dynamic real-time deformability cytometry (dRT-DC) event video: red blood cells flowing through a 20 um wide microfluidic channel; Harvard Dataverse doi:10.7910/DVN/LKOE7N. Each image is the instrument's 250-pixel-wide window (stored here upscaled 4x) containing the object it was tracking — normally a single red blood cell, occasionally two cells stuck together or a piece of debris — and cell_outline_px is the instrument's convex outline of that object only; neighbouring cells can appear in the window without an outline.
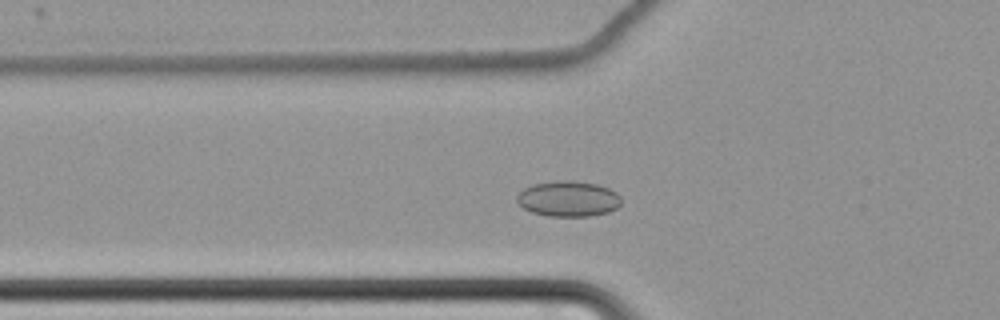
{"species": "common noctule bat (a hibernating species)", "species_latin": "Nyctalus noctula", "temperature_condition": "cold", "stored_images_in_passage": 47, "camera_frame_rate_fps": 3000, "um_per_image_px": 0.085, "animal": {"sex": "female", "body_mass_g": 22.7, "forearm_length_mm": 54.2}, "frame": {"image": 1, "passage_image": 7, "time_ms": 2.0, "image_size_px": [1000, 320], "cell_outline_px": [[620, 204], [616, 208], [608, 212], [592, 216], [548, 216], [532, 212], [524, 208], [516, 200], [516, 196], [524, 188], [536, 184], [560, 180], [572, 180], [596, 184], [608, 188], [616, 192], [620, 196]], "centroid_in_image_um": [48.31, 16.9], "position_along_channel_um": 77.5, "area_um2": 21.5}}
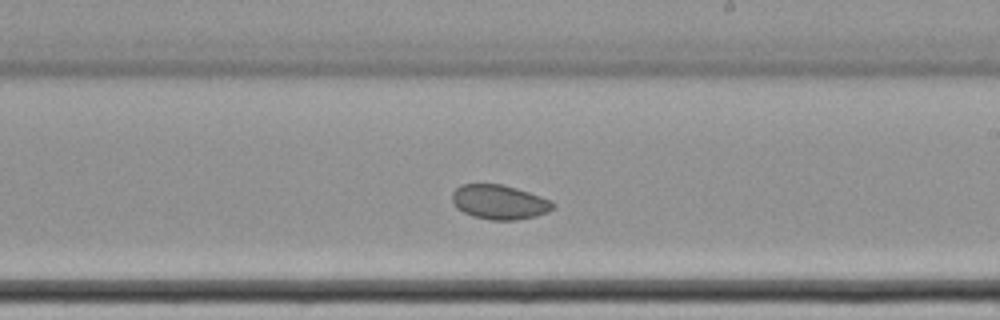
{"frame": {"image": 2, "passage_image": 22, "time_ms": 7.0, "image_size_px": [1000, 320], "cell_outline_px": [[556, 204], [548, 212], [536, 216], [516, 220], [492, 220], [472, 216], [456, 208], [452, 200], [452, 192], [460, 184], [500, 184], [516, 188], [540, 196]], "centroid_in_image_um": [42.41, 17.18], "position_along_channel_um": 246.6, "area_um2": 20.17}}
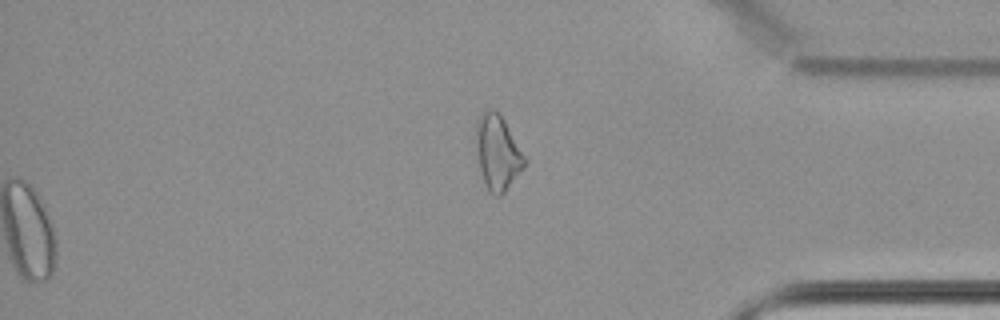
{"frame": {"image": 3, "passage_image": 47, "time_ms": 15.333, "image_size_px": [1000, 320], "cell_outline_px": [[528, 160], [524, 168], [504, 192], [500, 196], [492, 196], [484, 180], [480, 168], [476, 140], [476, 120], [488, 108], [492, 108], [504, 120]], "centroid_in_image_um": [42.32, 12.97], "position_along_channel_um": 392.9, "area_um2": 20.87}, "authors_computed_cell_mechanics": {"area_um2": 20.9236, "velocity_mm_per_s": 3.4154, "shape_relaxation_time_tau1_ms": null, "shape_relaxation_time_tau2_ms": 5.9295, "deformation_change_tau1": null, "deformation_change_tau2": 0.0712}}